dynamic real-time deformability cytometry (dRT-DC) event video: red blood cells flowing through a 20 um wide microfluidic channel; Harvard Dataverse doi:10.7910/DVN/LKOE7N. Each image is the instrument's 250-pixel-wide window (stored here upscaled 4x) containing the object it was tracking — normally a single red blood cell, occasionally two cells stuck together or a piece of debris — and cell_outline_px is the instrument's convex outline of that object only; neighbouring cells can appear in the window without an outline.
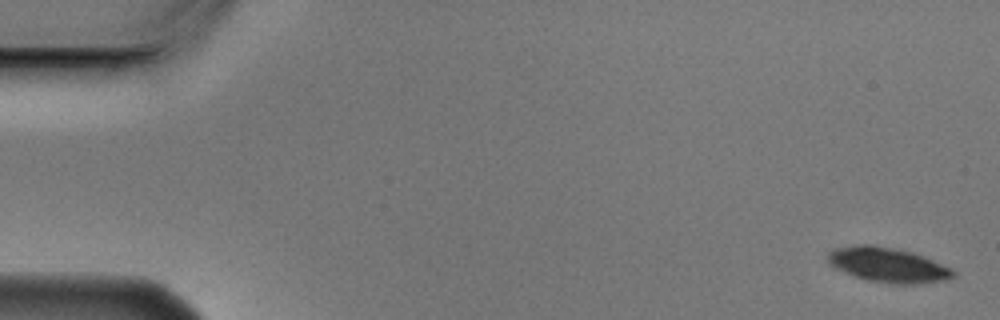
{"species": "Egyptian fruit bat (a non-hibernating species)", "species_latin": "Rousettus aegyptiacus", "temperature_condition": "cold", "stored_images_in_passage": 5, "camera_frame_rate_fps": 3000, "um_per_image_px": 0.085, "animal": {"sex": "male"}, "frame": {"image": 1, "passage_image": 1, "time_ms": 0.0, "image_size_px": [1000, 320], "cell_outline_px": [[956, 276], [948, 280], [912, 284], [892, 284], [868, 280], [852, 276], [828, 264], [828, 252], [832, 248], [852, 244], [876, 244], [912, 252], [924, 256], [952, 268], [956, 272]], "centroid_in_image_um": [75.46, 22.5], "position_along_channel_um": 9.5, "area_um2": 25.89}}
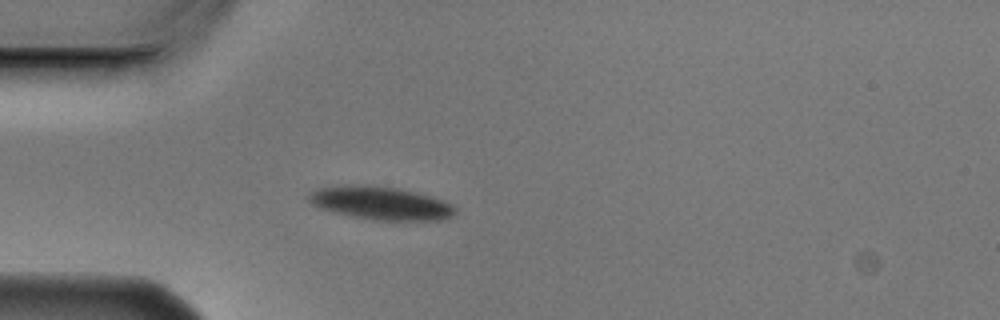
{"frame": {"image": 2, "passage_image": 5, "time_ms": 1.333, "image_size_px": [1000, 320], "cell_outline_px": [[456, 212], [452, 216], [444, 220], [372, 220], [332, 212], [320, 208], [312, 204], [308, 200], [308, 196], [312, 192], [320, 188], [344, 184], [396, 188], [444, 200], [452, 204], [456, 208]], "centroid_in_image_um": [32.36, 17.28], "position_along_channel_um": 52.6, "area_um2": 27.98}}